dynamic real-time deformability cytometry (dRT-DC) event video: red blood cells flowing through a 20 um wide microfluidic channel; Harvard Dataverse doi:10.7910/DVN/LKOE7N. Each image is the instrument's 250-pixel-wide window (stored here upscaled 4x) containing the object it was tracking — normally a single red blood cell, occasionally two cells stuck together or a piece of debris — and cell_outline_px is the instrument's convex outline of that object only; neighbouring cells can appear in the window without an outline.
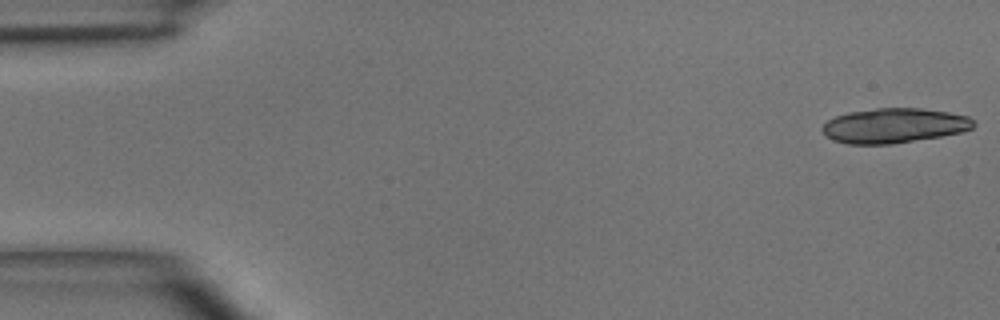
{"species": "common noctule bat (a hibernating species)", "species_latin": "Nyctalus noctula", "temperature_condition": "room temperature", "stored_images_in_passage": 5, "camera_frame_rate_fps": 3000, "um_per_image_px": 0.085, "animal": {"sex": "male", "body_mass_g": 15.6}, "frame": {"image": 1, "passage_image": 1, "time_ms": 0.0, "image_size_px": [1000, 320], "cell_outline_px": [[976, 124], [972, 128], [964, 132], [892, 144], [848, 144], [832, 140], [820, 128], [828, 120], [836, 116], [848, 112], [876, 108], [920, 108], [948, 112], [968, 116]], "centroid_in_image_um": [76.0, 10.67], "position_along_channel_um": 9.0, "area_um2": 30.63}}